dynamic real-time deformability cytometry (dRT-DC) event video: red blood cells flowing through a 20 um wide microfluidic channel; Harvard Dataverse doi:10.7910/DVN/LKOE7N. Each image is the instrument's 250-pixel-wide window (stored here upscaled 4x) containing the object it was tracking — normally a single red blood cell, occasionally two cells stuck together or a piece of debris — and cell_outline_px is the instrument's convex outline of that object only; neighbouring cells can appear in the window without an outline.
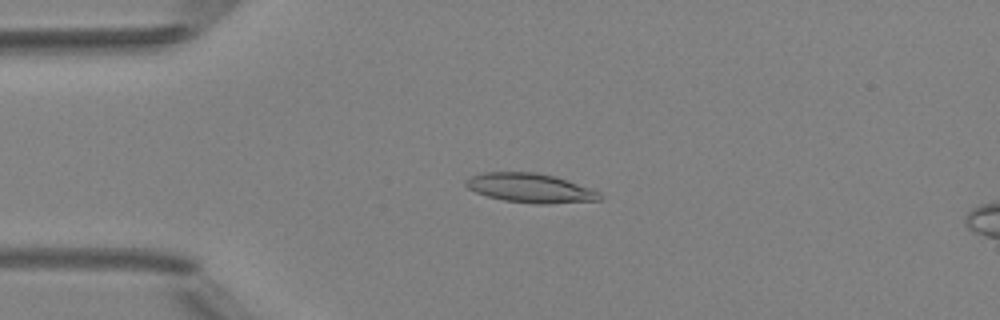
{"species": "Egyptian fruit bat (a non-hibernating species)", "species_latin": "Rousettus aegyptiacus", "temperature_condition": "room temperature", "stored_images_in_passage": 39, "camera_frame_rate_fps": 3000, "um_per_image_px": 0.085, "animal": {"sex": "female"}, "frame": {"image": 1, "passage_image": 2, "time_ms": 0.333, "image_size_px": [1000, 320], "cell_outline_px": [[604, 196], [600, 200], [548, 204], [536, 204], [504, 200], [488, 196], [476, 192], [468, 188], [464, 184], [464, 180], [472, 176], [484, 172], [536, 172], [556, 176], [600, 192]], "centroid_in_image_um": [45.08, 15.98], "position_along_channel_um": 39.9, "area_um2": 22.83}}
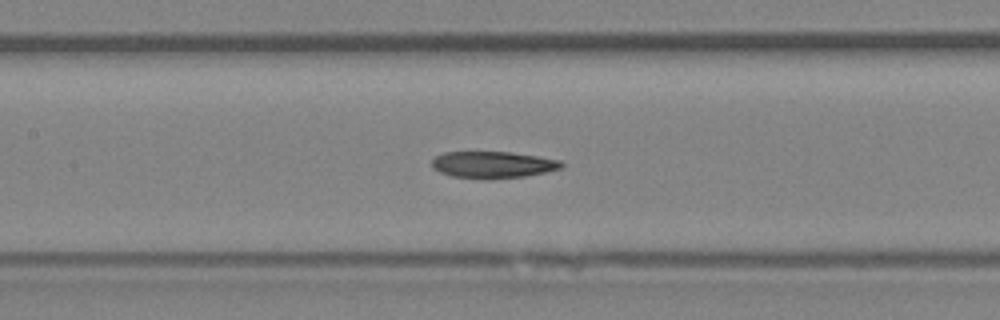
{"frame": {"image": 2, "passage_image": 13, "time_ms": 4.0, "image_size_px": [1000, 320], "cell_outline_px": [[564, 168], [524, 176], [488, 180], [484, 180], [452, 176], [440, 172], [432, 168], [432, 160], [436, 156], [444, 152], [508, 152], [536, 156], [560, 160], [564, 164]], "centroid_in_image_um": [41.88, 14.01], "position_along_channel_um": 165.5, "area_um2": 20.29}}
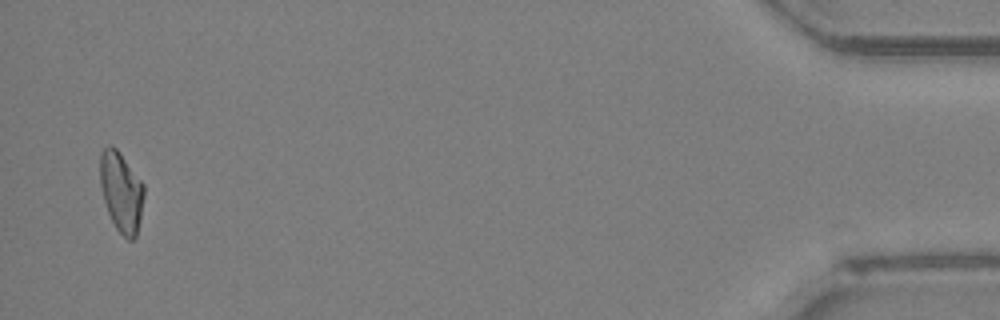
{"frame": {"image": 3, "passage_image": 38, "time_ms": 12.333, "image_size_px": [1000, 320], "cell_outline_px": [[144, 196], [136, 236], [132, 240], [128, 240], [116, 228], [108, 212], [104, 200], [100, 184], [100, 152], [108, 144], [112, 144], [120, 152], [144, 184]], "centroid_in_image_um": [10.3, 16.26], "position_along_channel_um": 424.9, "area_um2": 20.4}, "authors_computed_cell_mechanics": {"area_um2": 20.4034, "velocity_mm_per_s": 4.1833, "shape_relaxation_time_tau1_ms": null, "shape_relaxation_time_tau2_ms": 10.0526, "deformation_change_tau1": null, "deformation_change_tau2": 0.2142}}